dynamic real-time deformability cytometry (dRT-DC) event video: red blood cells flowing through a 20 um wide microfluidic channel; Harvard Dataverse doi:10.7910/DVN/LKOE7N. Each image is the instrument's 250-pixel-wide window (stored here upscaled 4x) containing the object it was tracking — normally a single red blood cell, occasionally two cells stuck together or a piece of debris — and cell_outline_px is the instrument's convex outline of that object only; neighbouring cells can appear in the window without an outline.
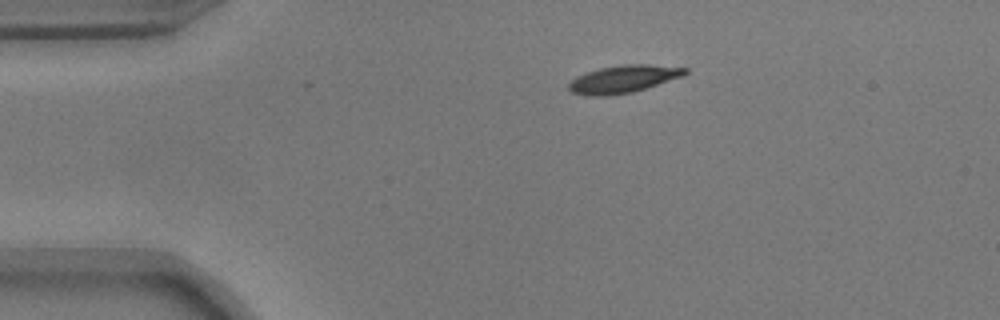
{"species": "common noctule bat (a hibernating species)", "species_latin": "Nyctalus noctula", "temperature_condition": "warm", "stored_images_in_passage": 37, "camera_frame_rate_fps": 3000, "um_per_image_px": 0.085, "animal": {"sex": "male", "body_mass_g": 17.9}, "frame": {"image": 1, "passage_image": 1, "time_ms": 0.0, "image_size_px": [1000, 320], "cell_outline_px": [[688, 72], [680, 76], [644, 88], [628, 92], [572, 92], [568, 88], [568, 84], [572, 80], [580, 76], [604, 68], [688, 68]], "centroid_in_image_um": [52.97, 6.74], "position_along_channel_um": 32.0, "area_um2": 15.2}}
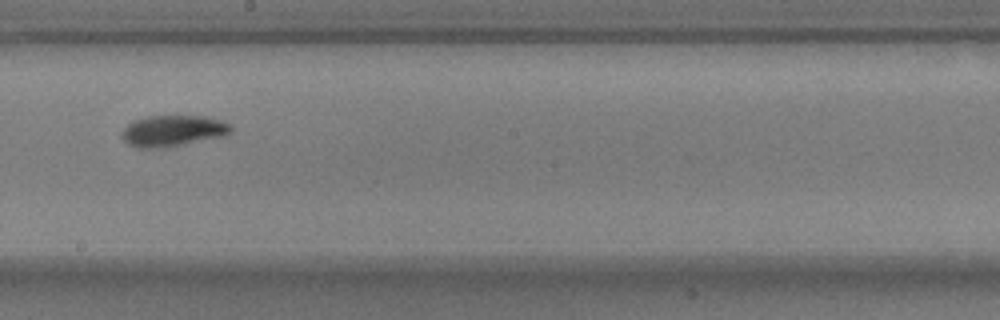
{"frame": {"image": 2, "passage_image": 21, "time_ms": 6.667, "image_size_px": [1000, 320], "cell_outline_px": [[232, 128], [228, 132], [176, 144], [132, 144], [124, 136], [124, 132], [128, 124], [140, 120], [156, 116], [188, 116], [212, 120], [228, 124]], "centroid_in_image_um": [14.68, 11.04], "position_along_channel_um": 233.5, "area_um2": 16.53}}
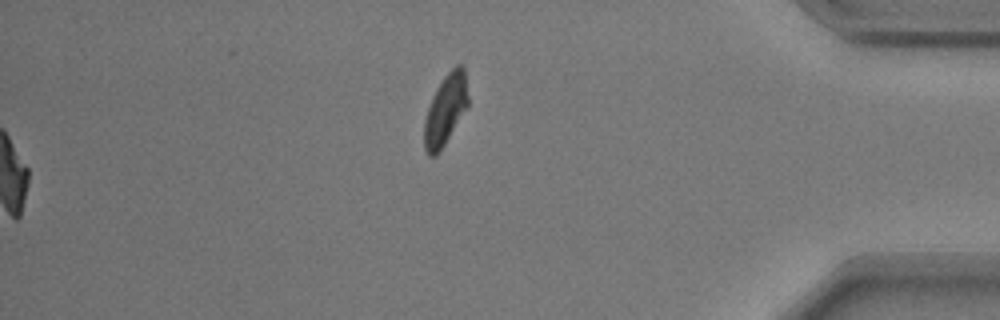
{"frame": {"image": 3, "passage_image": 37, "time_ms": 12.0, "image_size_px": [1000, 320], "cell_outline_px": [[468, 104], [444, 144], [432, 156], [428, 156], [424, 148], [424, 124], [428, 108], [444, 76], [452, 68], [460, 64], [464, 68], [468, 100]], "centroid_in_image_um": [37.86, 9.32], "position_along_channel_um": 397.3, "area_um2": 17.11}, "authors_computed_cell_mechanics": {"area_um2": 16.7042, "velocity_mm_per_s": 3.7085, "shape_relaxation_time_tau1_ms": 3.567, "shape_relaxation_time_tau2_ms": 10.1695, "deformation_change_tau1": 0.1842, "deformation_change_tau2": 0.1807}}